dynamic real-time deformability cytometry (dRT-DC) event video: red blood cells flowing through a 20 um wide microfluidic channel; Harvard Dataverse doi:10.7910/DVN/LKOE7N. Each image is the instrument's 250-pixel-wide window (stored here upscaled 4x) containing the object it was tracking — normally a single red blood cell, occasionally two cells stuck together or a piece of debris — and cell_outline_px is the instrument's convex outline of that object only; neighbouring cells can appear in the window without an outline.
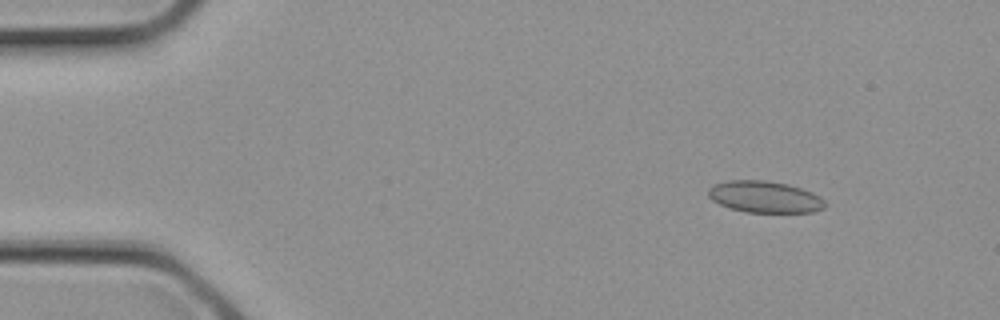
{"species": "common noctule bat (a hibernating species)", "species_latin": "Nyctalus noctula", "temperature_condition": "cold", "stored_images_in_passage": 2, "camera_frame_rate_fps": 3000, "um_per_image_px": 0.085, "animal": {"sex": "female", "body_mass_g": 21.9}, "frame": {"image": 1, "passage_image": 1, "time_ms": 0.0, "image_size_px": [1000, 320], "cell_outline_px": [[824, 208], [812, 212], [744, 212], [720, 204], [712, 200], [708, 196], [708, 188], [712, 184], [728, 180], [764, 180], [788, 184], [812, 192], [820, 196], [824, 200]], "centroid_in_image_um": [64.97, 16.72], "position_along_channel_um": 20.0, "area_um2": 21.5}}